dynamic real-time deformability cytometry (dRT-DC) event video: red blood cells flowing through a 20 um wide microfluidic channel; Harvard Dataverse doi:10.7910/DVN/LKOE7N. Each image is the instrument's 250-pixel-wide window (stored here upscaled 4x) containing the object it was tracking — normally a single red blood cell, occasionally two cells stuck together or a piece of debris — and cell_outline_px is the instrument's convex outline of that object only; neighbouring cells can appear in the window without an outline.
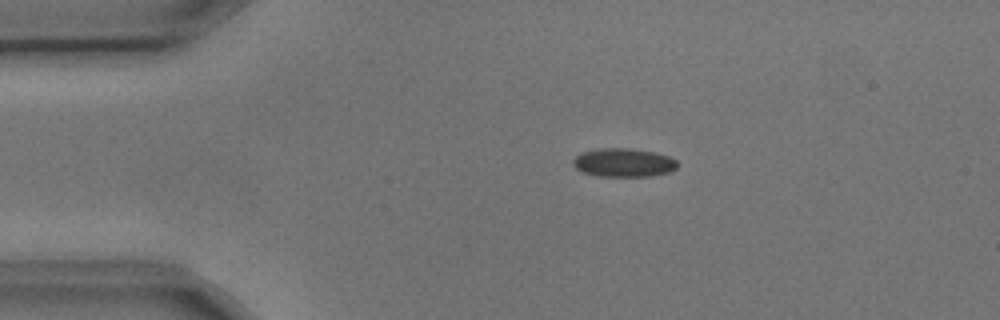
{"species": "common noctule bat (a hibernating species)", "species_latin": "Nyctalus noctula", "temperature_condition": "cold", "stored_images_in_passage": 2, "camera_frame_rate_fps": 3000, "um_per_image_px": 0.085, "animal": {"sex": "male", "body_mass_g": 17.9, "forearm_length_mm": 54.2}, "frame": {"image": 1, "passage_image": 1, "time_ms": 0.0, "image_size_px": [1000, 320], "cell_outline_px": [[680, 164], [672, 172], [652, 176], [600, 176], [584, 172], [576, 168], [572, 164], [572, 160], [580, 152], [600, 148], [628, 148], [656, 152], [668, 156], [676, 160]], "centroid_in_image_um": [53.04, 13.82], "position_along_channel_um": 32.0, "area_um2": 17.57}}